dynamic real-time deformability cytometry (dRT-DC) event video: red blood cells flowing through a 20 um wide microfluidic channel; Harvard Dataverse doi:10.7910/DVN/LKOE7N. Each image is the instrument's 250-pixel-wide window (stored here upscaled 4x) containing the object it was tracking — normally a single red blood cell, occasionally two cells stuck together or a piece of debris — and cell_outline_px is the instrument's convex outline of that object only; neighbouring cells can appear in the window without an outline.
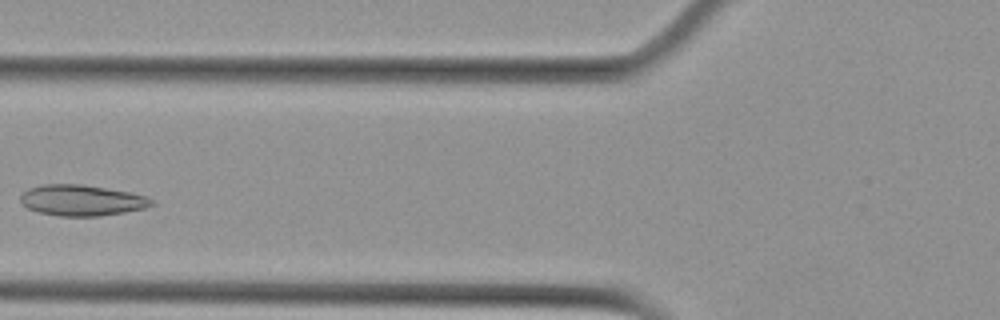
{"species": "Egyptian fruit bat (a non-hibernating species)", "species_latin": "Rousettus aegyptiacus", "temperature_condition": "cold", "stored_images_in_passage": 3, "camera_frame_rate_fps": 3000, "um_per_image_px": 0.085, "animal": {"sex": "female"}, "frame": {"image": 1, "passage_image": 3, "time_ms": 2.333, "image_size_px": [1000, 320], "cell_outline_px": [[156, 204], [144, 208], [124, 212], [100, 216], [60, 216], [40, 212], [28, 208], [20, 200], [20, 192], [28, 188], [44, 184], [80, 184], [128, 192], [148, 196]], "centroid_in_image_um": [6.94, 17.02], "position_along_channel_um": 118.9, "area_um2": 23.52}}